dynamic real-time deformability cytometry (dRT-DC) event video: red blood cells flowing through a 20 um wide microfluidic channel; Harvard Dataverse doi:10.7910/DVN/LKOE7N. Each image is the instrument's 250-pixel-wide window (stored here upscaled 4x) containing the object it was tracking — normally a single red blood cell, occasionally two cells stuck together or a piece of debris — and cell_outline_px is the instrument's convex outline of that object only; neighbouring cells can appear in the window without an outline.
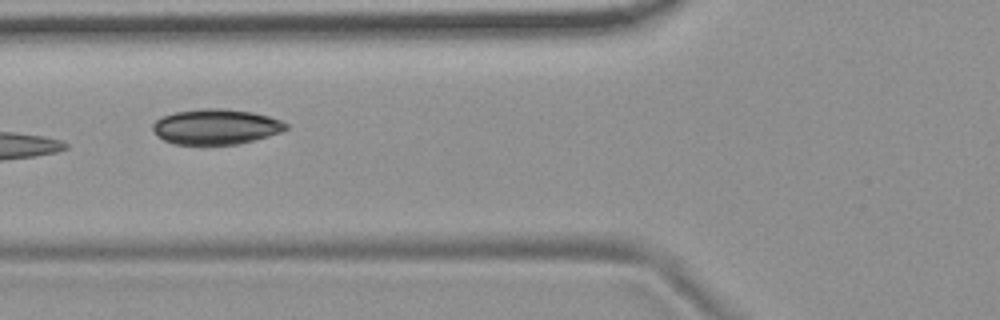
{"species": "common noctule bat (a hibernating species)", "species_latin": "Nyctalus noctula", "temperature_condition": "room temperature", "stored_images_in_passage": 8, "camera_frame_rate_fps": 3000, "um_per_image_px": 0.085, "animal": {"sex": "female", "body_mass_g": 19.9}, "frame": {"image": 1, "passage_image": 7, "time_ms": 7.0, "image_size_px": [1000, 320], "cell_outline_px": [[288, 128], [280, 132], [268, 136], [236, 144], [172, 144], [164, 140], [152, 128], [152, 124], [160, 116], [176, 112], [200, 108], [224, 108], [252, 112], [268, 116], [280, 120], [288, 124]], "centroid_in_image_um": [18.34, 10.76], "position_along_channel_um": 107.5, "area_um2": 27.28}}
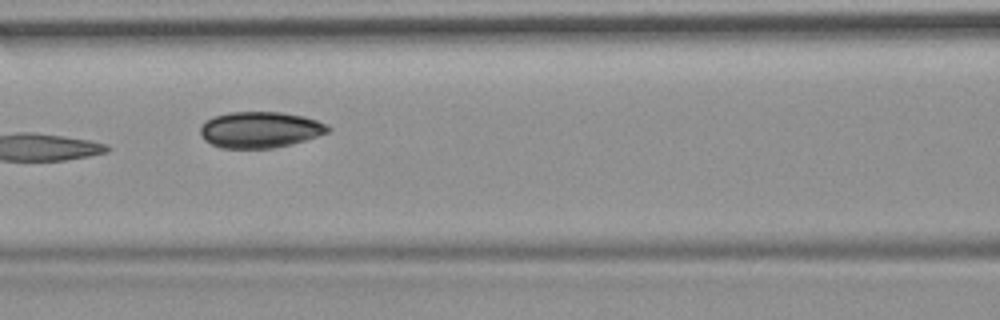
{"frame": {"image": 2, "passage_image": 8, "time_ms": 8.0, "image_size_px": [1000, 320], "cell_outline_px": [[332, 128], [328, 132], [292, 144], [272, 148], [220, 148], [204, 140], [200, 132], [200, 124], [204, 120], [228, 112], [280, 112], [304, 116], [328, 124]], "centroid_in_image_um": [22.08, 11.02], "position_along_channel_um": 144.5, "area_um2": 26.99}}